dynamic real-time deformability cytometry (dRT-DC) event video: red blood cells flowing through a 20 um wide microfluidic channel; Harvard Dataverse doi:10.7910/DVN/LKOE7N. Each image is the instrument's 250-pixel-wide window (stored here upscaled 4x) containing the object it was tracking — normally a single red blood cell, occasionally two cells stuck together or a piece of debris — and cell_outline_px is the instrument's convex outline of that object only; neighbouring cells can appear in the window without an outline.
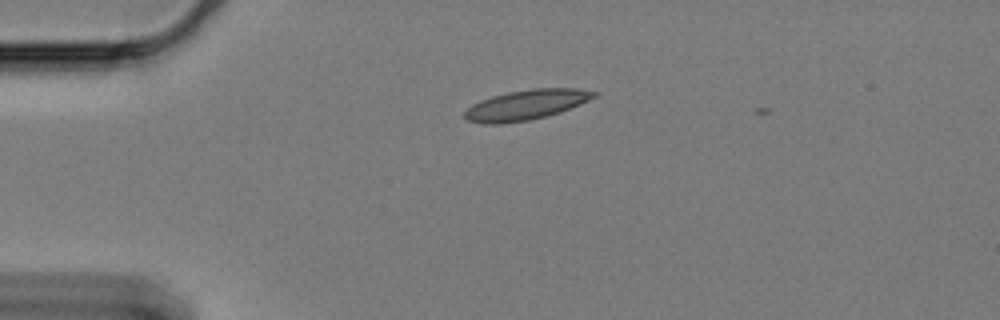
{"species": "Egyptian fruit bat (a non-hibernating species)", "species_latin": "Rousettus aegyptiacus", "temperature_condition": "cold", "stored_images_in_passage": 3, "camera_frame_rate_fps": 3000, "um_per_image_px": 0.085, "animal": {"sex": "female"}, "frame": {"image": 1, "passage_image": 1, "time_ms": 0.0, "image_size_px": [1000, 320], "cell_outline_px": [[600, 92], [596, 96], [580, 104], [560, 112], [528, 120], [500, 124], [484, 124], [468, 120], [464, 116], [464, 112], [472, 104], [480, 100], [492, 96], [508, 92], [532, 88], [576, 88]], "centroid_in_image_um": [44.72, 8.9], "position_along_channel_um": 40.3, "area_um2": 22.54}}